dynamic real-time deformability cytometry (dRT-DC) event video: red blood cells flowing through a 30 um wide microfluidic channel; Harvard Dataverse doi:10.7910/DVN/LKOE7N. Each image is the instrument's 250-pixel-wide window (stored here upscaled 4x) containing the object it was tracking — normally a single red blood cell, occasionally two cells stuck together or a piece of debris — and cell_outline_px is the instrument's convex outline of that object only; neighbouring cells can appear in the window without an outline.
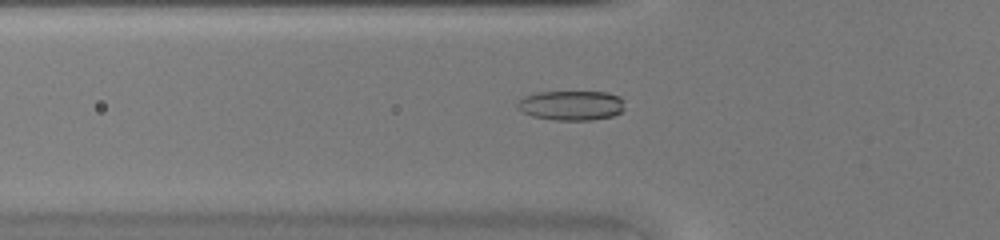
{"species": "common noctule bat (a hibernating species)", "species_latin": "Nyctalus noctula", "temperature_condition": "warm", "stored_images_in_passage": 30, "camera_frame_rate_fps": 3000, "um_per_image_px": 0.085, "animal": {"sex": "female", "body_mass_g": 20.0, "forearm_length_mm": 54.0}, "frame": {"image": 1, "passage_image": 5, "time_ms": 1.333, "image_size_px": [1000, 240], "cell_outline_px": [[624, 108], [620, 112], [612, 116], [592, 120], [556, 120], [532, 116], [516, 108], [516, 100], [524, 96], [536, 92], [604, 92], [620, 96], [624, 100]], "centroid_in_image_um": [48.53, 8.95], "position_along_channel_um": 77.3, "area_um2": 18.73}}
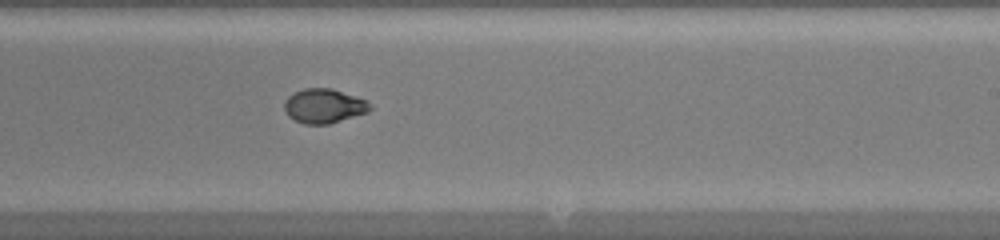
{"frame": {"image": 2, "passage_image": 17, "time_ms": 5.333, "image_size_px": [1000, 240], "cell_outline_px": [[372, 108], [368, 112], [328, 124], [304, 124], [288, 116], [284, 108], [284, 100], [288, 96], [304, 88], [332, 88], [368, 100], [372, 104]], "centroid_in_image_um": [27.56, 9.0], "position_along_channel_um": 261.4, "area_um2": 17.22}}
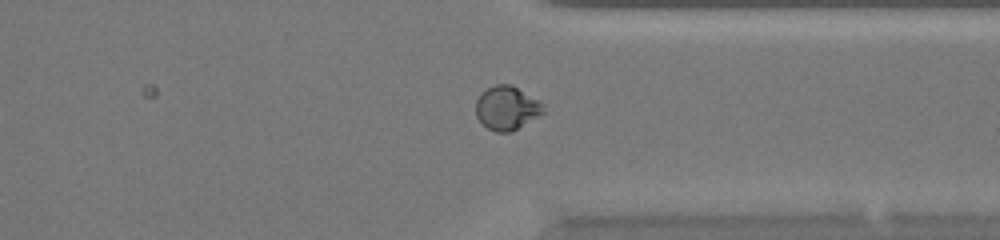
{"frame": {"image": 3, "passage_image": 24, "time_ms": 7.667, "image_size_px": [1000, 240], "cell_outline_px": [[548, 112], [512, 132], [496, 132], [488, 128], [476, 116], [476, 100], [480, 92], [496, 84], [512, 84], [540, 100], [544, 104]], "centroid_in_image_um": [43.15, 9.17], "position_along_channel_um": 368.3, "area_um2": 17.74}}